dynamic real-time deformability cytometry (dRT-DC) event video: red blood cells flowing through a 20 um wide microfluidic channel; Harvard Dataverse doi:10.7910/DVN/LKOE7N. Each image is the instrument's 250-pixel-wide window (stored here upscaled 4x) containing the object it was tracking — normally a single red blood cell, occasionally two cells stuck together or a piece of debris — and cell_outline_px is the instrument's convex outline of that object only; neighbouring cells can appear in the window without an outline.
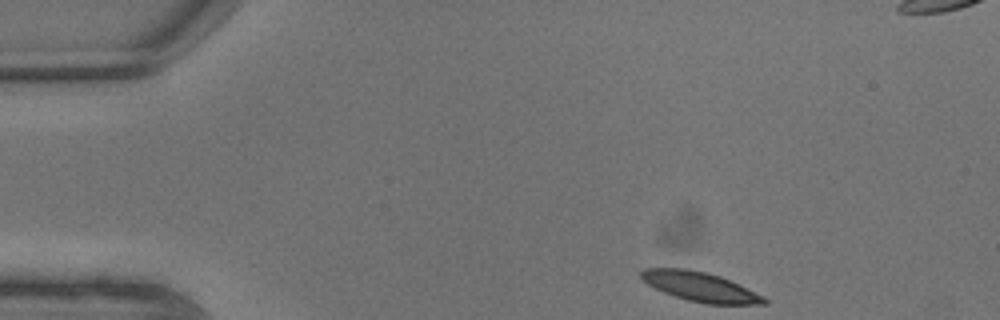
{"species": "common noctule bat (a hibernating species)", "species_latin": "Nyctalus noctula", "temperature_condition": "warm", "stored_images_in_passage": 5, "camera_frame_rate_fps": 3000, "um_per_image_px": 0.085, "animal": {"sex": "male", "body_mass_g": 13.3}, "frame": {"image": 1, "passage_image": 1, "time_ms": 0.0, "image_size_px": [1000, 320], "cell_outline_px": [[768, 304], [708, 304], [688, 300], [664, 292], [648, 284], [640, 276], [640, 272], [644, 268], [688, 268], [708, 272], [720, 276], [764, 296], [768, 300]], "centroid_in_image_um": [59.52, 24.36], "position_along_channel_um": 25.5, "area_um2": 20.92}}